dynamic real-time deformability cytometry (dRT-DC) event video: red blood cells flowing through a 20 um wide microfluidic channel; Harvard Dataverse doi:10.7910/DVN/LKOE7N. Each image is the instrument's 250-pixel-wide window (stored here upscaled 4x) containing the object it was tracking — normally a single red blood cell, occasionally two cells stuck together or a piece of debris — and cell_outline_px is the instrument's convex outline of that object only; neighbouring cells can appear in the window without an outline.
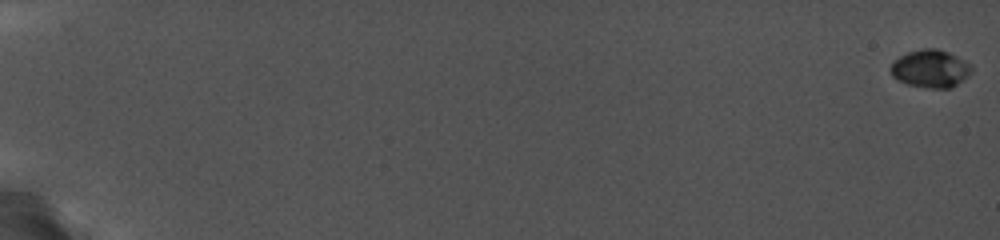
{"species": "common noctule bat (a hibernating species)", "species_latin": "Nyctalus noctula", "temperature_condition": "cold", "stored_images_in_passage": 18, "camera_frame_rate_fps": 5000, "um_per_image_px": 0.085, "animal": {"sex": "female", "body_mass_g": 19.0, "forearm_length_mm": 56.7}, "frame": {"image": 1, "passage_image": 1, "time_ms": 0.0, "image_size_px": [1000, 240], "cell_outline_px": [[972, 72], [968, 76], [952, 88], [928, 88], [908, 84], [896, 80], [892, 76], [888, 68], [900, 56], [908, 52], [920, 48], [936, 48], [948, 52], [972, 64]], "centroid_in_image_um": [79.09, 5.84], "position_along_channel_um": 5.9, "area_um2": 17.98}}